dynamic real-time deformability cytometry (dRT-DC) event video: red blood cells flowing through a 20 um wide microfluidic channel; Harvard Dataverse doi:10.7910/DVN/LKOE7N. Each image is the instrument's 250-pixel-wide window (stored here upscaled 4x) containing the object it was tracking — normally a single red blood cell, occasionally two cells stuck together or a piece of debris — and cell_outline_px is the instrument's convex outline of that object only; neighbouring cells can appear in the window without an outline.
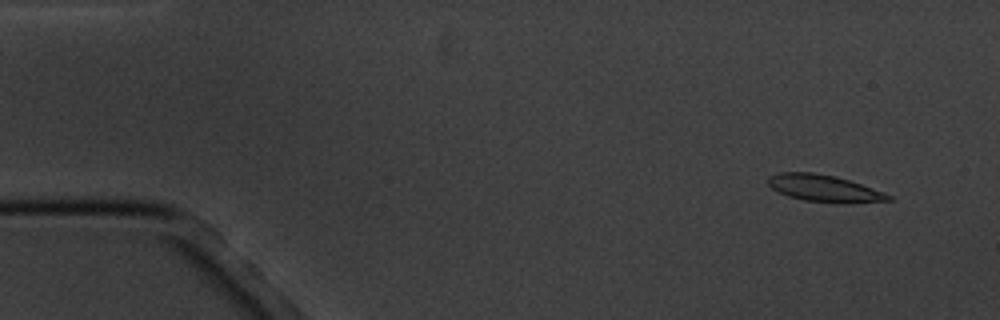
{"species": "common noctule bat (a hibernating species)", "species_latin": "Nyctalus noctula", "temperature_condition": "cold", "stored_images_in_passage": 18, "segment_of_instrument_passage": [1, 2], "camera_frame_rate_fps": 3000, "um_per_image_px": 0.085, "animal": {"sex": "male", "body_mass_g": 20.1, "forearm_length_mm": 53.5}, "frame": {"image": 1, "passage_image": 2, "time_ms": 1.0, "image_size_px": [1000, 320], "cell_outline_px": [[892, 200], [848, 204], [840, 204], [804, 200], [788, 196], [772, 188], [768, 184], [768, 176], [780, 172], [812, 172], [836, 176], [872, 188], [892, 196]], "centroid_in_image_um": [70.06, 16.02], "position_along_channel_um": 14.9, "area_um2": 18.9}}
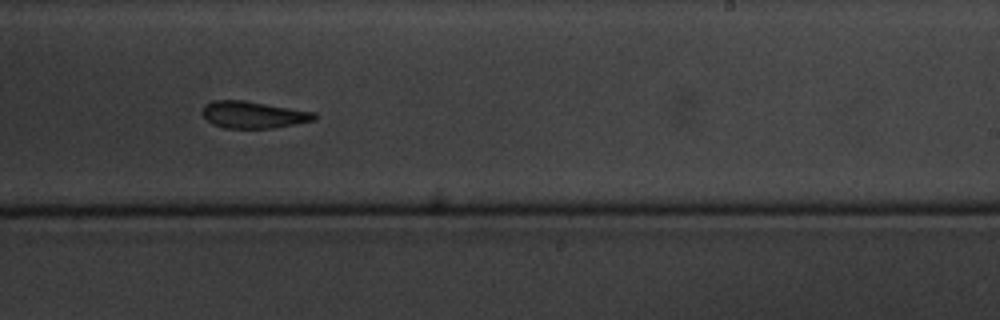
{"frame": {"image": 2, "passage_image": 11, "time_ms": 11.333, "image_size_px": [1000, 320], "cell_outline_px": [[316, 120], [272, 128], [224, 128], [212, 124], [200, 112], [204, 104], [212, 100], [244, 100], [316, 112]], "centroid_in_image_um": [21.5, 9.74], "position_along_channel_um": 267.5, "area_um2": 17.69}}
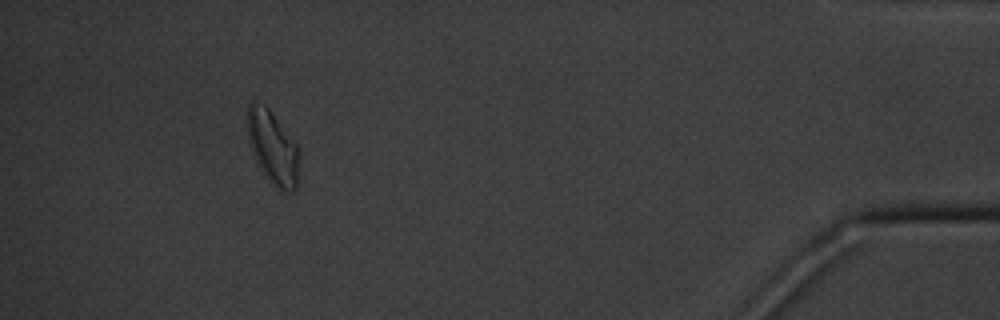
{"frame": {"image": 3, "passage_image": 16, "time_ms": 17.333, "image_size_px": [1000, 320], "cell_outline_px": [[300, 156], [296, 188], [292, 192], [280, 192], [264, 172], [252, 152], [248, 136], [248, 104], [264, 104], [268, 108], [300, 148]], "centroid_in_image_um": [23.24, 12.58], "position_along_channel_um": 412.0, "area_um2": 21.68}}